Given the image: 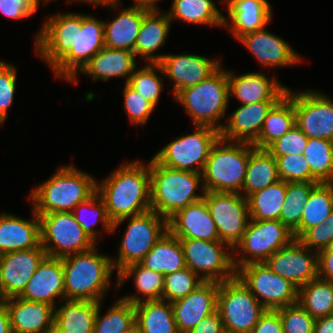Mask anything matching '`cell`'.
Segmentation results:
<instances>
[{"label":"cell","mask_w":333,"mask_h":333,"mask_svg":"<svg viewBox=\"0 0 333 333\" xmlns=\"http://www.w3.org/2000/svg\"><path fill=\"white\" fill-rule=\"evenodd\" d=\"M97 193L113 223L150 211L149 162L146 165L135 160L121 164L101 183L97 181Z\"/></svg>","instance_id":"1"},{"label":"cell","mask_w":333,"mask_h":333,"mask_svg":"<svg viewBox=\"0 0 333 333\" xmlns=\"http://www.w3.org/2000/svg\"><path fill=\"white\" fill-rule=\"evenodd\" d=\"M97 192V181L75 165L59 167L51 178L32 189L29 199L37 215L73 212Z\"/></svg>","instance_id":"2"},{"label":"cell","mask_w":333,"mask_h":333,"mask_svg":"<svg viewBox=\"0 0 333 333\" xmlns=\"http://www.w3.org/2000/svg\"><path fill=\"white\" fill-rule=\"evenodd\" d=\"M149 170L151 210L166 220L204 198L201 173L171 169L159 164L153 157L149 161ZM199 185L200 195L195 193Z\"/></svg>","instance_id":"3"},{"label":"cell","mask_w":333,"mask_h":333,"mask_svg":"<svg viewBox=\"0 0 333 333\" xmlns=\"http://www.w3.org/2000/svg\"><path fill=\"white\" fill-rule=\"evenodd\" d=\"M93 249L62 258L65 299L102 302L114 267L111 256Z\"/></svg>","instance_id":"4"},{"label":"cell","mask_w":333,"mask_h":333,"mask_svg":"<svg viewBox=\"0 0 333 333\" xmlns=\"http://www.w3.org/2000/svg\"><path fill=\"white\" fill-rule=\"evenodd\" d=\"M173 99L181 103L194 126H209L220 132L224 126L220 120L229 107L228 70L220 66L207 79L181 89Z\"/></svg>","instance_id":"5"},{"label":"cell","mask_w":333,"mask_h":333,"mask_svg":"<svg viewBox=\"0 0 333 333\" xmlns=\"http://www.w3.org/2000/svg\"><path fill=\"white\" fill-rule=\"evenodd\" d=\"M249 155L250 143L219 138L201 173L205 192L241 194Z\"/></svg>","instance_id":"6"},{"label":"cell","mask_w":333,"mask_h":333,"mask_svg":"<svg viewBox=\"0 0 333 333\" xmlns=\"http://www.w3.org/2000/svg\"><path fill=\"white\" fill-rule=\"evenodd\" d=\"M127 219L128 225L118 246V258H111L116 274L131 264L140 263L168 231V220L150 210L114 222L111 233Z\"/></svg>","instance_id":"7"},{"label":"cell","mask_w":333,"mask_h":333,"mask_svg":"<svg viewBox=\"0 0 333 333\" xmlns=\"http://www.w3.org/2000/svg\"><path fill=\"white\" fill-rule=\"evenodd\" d=\"M216 310L225 333H251L266 311L237 276L219 283Z\"/></svg>","instance_id":"8"},{"label":"cell","mask_w":333,"mask_h":333,"mask_svg":"<svg viewBox=\"0 0 333 333\" xmlns=\"http://www.w3.org/2000/svg\"><path fill=\"white\" fill-rule=\"evenodd\" d=\"M294 239L293 232L280 220L250 219L241 240L233 248L234 267L237 270L249 263H263ZM238 253L241 256L237 259Z\"/></svg>","instance_id":"9"},{"label":"cell","mask_w":333,"mask_h":333,"mask_svg":"<svg viewBox=\"0 0 333 333\" xmlns=\"http://www.w3.org/2000/svg\"><path fill=\"white\" fill-rule=\"evenodd\" d=\"M219 138L218 130L195 125V132L177 137L159 150L153 158L171 169L202 173L210 150Z\"/></svg>","instance_id":"10"},{"label":"cell","mask_w":333,"mask_h":333,"mask_svg":"<svg viewBox=\"0 0 333 333\" xmlns=\"http://www.w3.org/2000/svg\"><path fill=\"white\" fill-rule=\"evenodd\" d=\"M38 216L41 246L47 256L63 258L89 251L98 245L83 231L73 212H56Z\"/></svg>","instance_id":"11"},{"label":"cell","mask_w":333,"mask_h":333,"mask_svg":"<svg viewBox=\"0 0 333 333\" xmlns=\"http://www.w3.org/2000/svg\"><path fill=\"white\" fill-rule=\"evenodd\" d=\"M179 240L184 252L185 266L203 281L220 283L236 276L233 249L227 243L201 239Z\"/></svg>","instance_id":"12"},{"label":"cell","mask_w":333,"mask_h":333,"mask_svg":"<svg viewBox=\"0 0 333 333\" xmlns=\"http://www.w3.org/2000/svg\"><path fill=\"white\" fill-rule=\"evenodd\" d=\"M236 276L266 310H276L297 302L298 288L273 272L264 262L239 267Z\"/></svg>","instance_id":"13"},{"label":"cell","mask_w":333,"mask_h":333,"mask_svg":"<svg viewBox=\"0 0 333 333\" xmlns=\"http://www.w3.org/2000/svg\"><path fill=\"white\" fill-rule=\"evenodd\" d=\"M105 46L104 21L76 13L75 48L52 69L56 78L77 84V72Z\"/></svg>","instance_id":"14"},{"label":"cell","mask_w":333,"mask_h":333,"mask_svg":"<svg viewBox=\"0 0 333 333\" xmlns=\"http://www.w3.org/2000/svg\"><path fill=\"white\" fill-rule=\"evenodd\" d=\"M203 199L210 210L220 241L233 249L250 221L247 198L238 193L205 192Z\"/></svg>","instance_id":"15"},{"label":"cell","mask_w":333,"mask_h":333,"mask_svg":"<svg viewBox=\"0 0 333 333\" xmlns=\"http://www.w3.org/2000/svg\"><path fill=\"white\" fill-rule=\"evenodd\" d=\"M296 126L308 137L333 141V100L312 90L293 92Z\"/></svg>","instance_id":"16"},{"label":"cell","mask_w":333,"mask_h":333,"mask_svg":"<svg viewBox=\"0 0 333 333\" xmlns=\"http://www.w3.org/2000/svg\"><path fill=\"white\" fill-rule=\"evenodd\" d=\"M43 24L36 34L35 51L53 69L75 48L76 13H59L48 17Z\"/></svg>","instance_id":"17"},{"label":"cell","mask_w":333,"mask_h":333,"mask_svg":"<svg viewBox=\"0 0 333 333\" xmlns=\"http://www.w3.org/2000/svg\"><path fill=\"white\" fill-rule=\"evenodd\" d=\"M264 263L297 288L318 278V252L310 250L299 239L276 251Z\"/></svg>","instance_id":"18"},{"label":"cell","mask_w":333,"mask_h":333,"mask_svg":"<svg viewBox=\"0 0 333 333\" xmlns=\"http://www.w3.org/2000/svg\"><path fill=\"white\" fill-rule=\"evenodd\" d=\"M46 256L47 253L41 245L33 249L1 254V301L19 296Z\"/></svg>","instance_id":"19"},{"label":"cell","mask_w":333,"mask_h":333,"mask_svg":"<svg viewBox=\"0 0 333 333\" xmlns=\"http://www.w3.org/2000/svg\"><path fill=\"white\" fill-rule=\"evenodd\" d=\"M216 58L196 54H165L158 62L164 76L173 81V97L181 90L207 79L221 65Z\"/></svg>","instance_id":"20"},{"label":"cell","mask_w":333,"mask_h":333,"mask_svg":"<svg viewBox=\"0 0 333 333\" xmlns=\"http://www.w3.org/2000/svg\"><path fill=\"white\" fill-rule=\"evenodd\" d=\"M218 290V282L204 281L185 298L171 303L179 333H187L216 311Z\"/></svg>","instance_id":"21"},{"label":"cell","mask_w":333,"mask_h":333,"mask_svg":"<svg viewBox=\"0 0 333 333\" xmlns=\"http://www.w3.org/2000/svg\"><path fill=\"white\" fill-rule=\"evenodd\" d=\"M64 282L62 258L46 256L18 297L56 308V298L65 299Z\"/></svg>","instance_id":"22"},{"label":"cell","mask_w":333,"mask_h":333,"mask_svg":"<svg viewBox=\"0 0 333 333\" xmlns=\"http://www.w3.org/2000/svg\"><path fill=\"white\" fill-rule=\"evenodd\" d=\"M238 41L264 68L287 67L302 61L291 45L265 28L246 33Z\"/></svg>","instance_id":"23"},{"label":"cell","mask_w":333,"mask_h":333,"mask_svg":"<svg viewBox=\"0 0 333 333\" xmlns=\"http://www.w3.org/2000/svg\"><path fill=\"white\" fill-rule=\"evenodd\" d=\"M229 95H234L240 104L257 102H278L286 93L287 88L280 84L277 77H267L262 72H249L236 76L228 70Z\"/></svg>","instance_id":"24"},{"label":"cell","mask_w":333,"mask_h":333,"mask_svg":"<svg viewBox=\"0 0 333 333\" xmlns=\"http://www.w3.org/2000/svg\"><path fill=\"white\" fill-rule=\"evenodd\" d=\"M9 315L13 333H48L55 319V307L10 297L2 300Z\"/></svg>","instance_id":"25"},{"label":"cell","mask_w":333,"mask_h":333,"mask_svg":"<svg viewBox=\"0 0 333 333\" xmlns=\"http://www.w3.org/2000/svg\"><path fill=\"white\" fill-rule=\"evenodd\" d=\"M168 231L178 239L220 241L204 199L177 211L168 219Z\"/></svg>","instance_id":"26"},{"label":"cell","mask_w":333,"mask_h":333,"mask_svg":"<svg viewBox=\"0 0 333 333\" xmlns=\"http://www.w3.org/2000/svg\"><path fill=\"white\" fill-rule=\"evenodd\" d=\"M277 102H257L239 106L220 131L226 141L253 144L259 137L264 120Z\"/></svg>","instance_id":"27"},{"label":"cell","mask_w":333,"mask_h":333,"mask_svg":"<svg viewBox=\"0 0 333 333\" xmlns=\"http://www.w3.org/2000/svg\"><path fill=\"white\" fill-rule=\"evenodd\" d=\"M227 4L224 27H229V31L235 39H239L246 33L254 32L266 28L272 19L271 5L267 0H224Z\"/></svg>","instance_id":"28"},{"label":"cell","mask_w":333,"mask_h":333,"mask_svg":"<svg viewBox=\"0 0 333 333\" xmlns=\"http://www.w3.org/2000/svg\"><path fill=\"white\" fill-rule=\"evenodd\" d=\"M33 219H23L5 212L0 214V255L41 245L40 219L32 209Z\"/></svg>","instance_id":"29"},{"label":"cell","mask_w":333,"mask_h":333,"mask_svg":"<svg viewBox=\"0 0 333 333\" xmlns=\"http://www.w3.org/2000/svg\"><path fill=\"white\" fill-rule=\"evenodd\" d=\"M136 56L133 51L126 49H113L103 47L98 51L80 70L92 81H108L110 78H126L125 84L129 82L130 76L137 68Z\"/></svg>","instance_id":"30"},{"label":"cell","mask_w":333,"mask_h":333,"mask_svg":"<svg viewBox=\"0 0 333 333\" xmlns=\"http://www.w3.org/2000/svg\"><path fill=\"white\" fill-rule=\"evenodd\" d=\"M159 8H150L143 16L140 31L136 38L134 53L147 63H158L165 54H155L170 32L171 20L165 12L160 13Z\"/></svg>","instance_id":"31"},{"label":"cell","mask_w":333,"mask_h":333,"mask_svg":"<svg viewBox=\"0 0 333 333\" xmlns=\"http://www.w3.org/2000/svg\"><path fill=\"white\" fill-rule=\"evenodd\" d=\"M149 9L143 5H131L119 10L118 16L111 21H104L105 47L134 52L143 16Z\"/></svg>","instance_id":"32"},{"label":"cell","mask_w":333,"mask_h":333,"mask_svg":"<svg viewBox=\"0 0 333 333\" xmlns=\"http://www.w3.org/2000/svg\"><path fill=\"white\" fill-rule=\"evenodd\" d=\"M131 277L134 279L137 294L124 295L121 297L122 300L130 302L133 305L142 301L163 300V274L154 272L144 267L141 263L131 264L117 274L116 290ZM138 293H141L142 296Z\"/></svg>","instance_id":"33"},{"label":"cell","mask_w":333,"mask_h":333,"mask_svg":"<svg viewBox=\"0 0 333 333\" xmlns=\"http://www.w3.org/2000/svg\"><path fill=\"white\" fill-rule=\"evenodd\" d=\"M295 125L293 91L287 88V93L269 111L258 139L252 145L255 148L267 149Z\"/></svg>","instance_id":"34"},{"label":"cell","mask_w":333,"mask_h":333,"mask_svg":"<svg viewBox=\"0 0 333 333\" xmlns=\"http://www.w3.org/2000/svg\"><path fill=\"white\" fill-rule=\"evenodd\" d=\"M55 308L54 323L66 333H93L98 302L63 299Z\"/></svg>","instance_id":"35"},{"label":"cell","mask_w":333,"mask_h":333,"mask_svg":"<svg viewBox=\"0 0 333 333\" xmlns=\"http://www.w3.org/2000/svg\"><path fill=\"white\" fill-rule=\"evenodd\" d=\"M279 180L276 159L266 149L255 148L250 144V155L241 194L247 198L250 194Z\"/></svg>","instance_id":"36"},{"label":"cell","mask_w":333,"mask_h":333,"mask_svg":"<svg viewBox=\"0 0 333 333\" xmlns=\"http://www.w3.org/2000/svg\"><path fill=\"white\" fill-rule=\"evenodd\" d=\"M134 307L135 323L140 333H179L170 302L142 301Z\"/></svg>","instance_id":"37"},{"label":"cell","mask_w":333,"mask_h":333,"mask_svg":"<svg viewBox=\"0 0 333 333\" xmlns=\"http://www.w3.org/2000/svg\"><path fill=\"white\" fill-rule=\"evenodd\" d=\"M154 272L168 275L185 268L180 240L167 231L140 262Z\"/></svg>","instance_id":"38"},{"label":"cell","mask_w":333,"mask_h":333,"mask_svg":"<svg viewBox=\"0 0 333 333\" xmlns=\"http://www.w3.org/2000/svg\"><path fill=\"white\" fill-rule=\"evenodd\" d=\"M224 3V0H220ZM169 19L180 20L187 24L211 25L224 28L225 16L212 0H173Z\"/></svg>","instance_id":"39"},{"label":"cell","mask_w":333,"mask_h":333,"mask_svg":"<svg viewBox=\"0 0 333 333\" xmlns=\"http://www.w3.org/2000/svg\"><path fill=\"white\" fill-rule=\"evenodd\" d=\"M332 211L333 183H318L303 207L300 225L293 231L295 239H299L309 228L325 223Z\"/></svg>","instance_id":"40"},{"label":"cell","mask_w":333,"mask_h":333,"mask_svg":"<svg viewBox=\"0 0 333 333\" xmlns=\"http://www.w3.org/2000/svg\"><path fill=\"white\" fill-rule=\"evenodd\" d=\"M287 182L279 180L247 197L251 220H280Z\"/></svg>","instance_id":"41"},{"label":"cell","mask_w":333,"mask_h":333,"mask_svg":"<svg viewBox=\"0 0 333 333\" xmlns=\"http://www.w3.org/2000/svg\"><path fill=\"white\" fill-rule=\"evenodd\" d=\"M297 302L315 320L333 314V282L311 280L298 288Z\"/></svg>","instance_id":"42"},{"label":"cell","mask_w":333,"mask_h":333,"mask_svg":"<svg viewBox=\"0 0 333 333\" xmlns=\"http://www.w3.org/2000/svg\"><path fill=\"white\" fill-rule=\"evenodd\" d=\"M302 155L319 183H333V141L308 138Z\"/></svg>","instance_id":"43"},{"label":"cell","mask_w":333,"mask_h":333,"mask_svg":"<svg viewBox=\"0 0 333 333\" xmlns=\"http://www.w3.org/2000/svg\"><path fill=\"white\" fill-rule=\"evenodd\" d=\"M73 214L76 218V221L81 225L83 231L96 243H98L97 241L100 234L99 231L94 229V226L99 221L102 223V228L104 227L103 230L105 232L111 233L113 222L110 220L106 206L97 192L87 201L78 204L74 208ZM90 218H92V221Z\"/></svg>","instance_id":"44"},{"label":"cell","mask_w":333,"mask_h":333,"mask_svg":"<svg viewBox=\"0 0 333 333\" xmlns=\"http://www.w3.org/2000/svg\"><path fill=\"white\" fill-rule=\"evenodd\" d=\"M101 306V302H98L93 333H122L135 323V307L132 303L119 298L102 316Z\"/></svg>","instance_id":"45"},{"label":"cell","mask_w":333,"mask_h":333,"mask_svg":"<svg viewBox=\"0 0 333 333\" xmlns=\"http://www.w3.org/2000/svg\"><path fill=\"white\" fill-rule=\"evenodd\" d=\"M317 184L313 182L287 183V192L280 213V221L292 232L300 225L303 207L309 199L311 190Z\"/></svg>","instance_id":"46"},{"label":"cell","mask_w":333,"mask_h":333,"mask_svg":"<svg viewBox=\"0 0 333 333\" xmlns=\"http://www.w3.org/2000/svg\"><path fill=\"white\" fill-rule=\"evenodd\" d=\"M158 72L164 76L163 70L158 63H146L144 67L138 70L137 68L135 69L127 83L136 94H140L154 107L158 105L164 84L162 81L163 77H159Z\"/></svg>","instance_id":"47"},{"label":"cell","mask_w":333,"mask_h":333,"mask_svg":"<svg viewBox=\"0 0 333 333\" xmlns=\"http://www.w3.org/2000/svg\"><path fill=\"white\" fill-rule=\"evenodd\" d=\"M204 281L188 267L164 275L163 300L173 303L185 298Z\"/></svg>","instance_id":"48"},{"label":"cell","mask_w":333,"mask_h":333,"mask_svg":"<svg viewBox=\"0 0 333 333\" xmlns=\"http://www.w3.org/2000/svg\"><path fill=\"white\" fill-rule=\"evenodd\" d=\"M280 180L290 182L319 183L311 174L308 162L301 154L274 157Z\"/></svg>","instance_id":"49"},{"label":"cell","mask_w":333,"mask_h":333,"mask_svg":"<svg viewBox=\"0 0 333 333\" xmlns=\"http://www.w3.org/2000/svg\"><path fill=\"white\" fill-rule=\"evenodd\" d=\"M284 333H313L315 319L298 303L276 309Z\"/></svg>","instance_id":"50"},{"label":"cell","mask_w":333,"mask_h":333,"mask_svg":"<svg viewBox=\"0 0 333 333\" xmlns=\"http://www.w3.org/2000/svg\"><path fill=\"white\" fill-rule=\"evenodd\" d=\"M308 137L295 125L284 136L274 141L266 150L273 157L303 154Z\"/></svg>","instance_id":"51"},{"label":"cell","mask_w":333,"mask_h":333,"mask_svg":"<svg viewBox=\"0 0 333 333\" xmlns=\"http://www.w3.org/2000/svg\"><path fill=\"white\" fill-rule=\"evenodd\" d=\"M123 88L124 109L130 122L136 126H143L147 123L155 107L140 94H136L127 83L124 84Z\"/></svg>","instance_id":"52"},{"label":"cell","mask_w":333,"mask_h":333,"mask_svg":"<svg viewBox=\"0 0 333 333\" xmlns=\"http://www.w3.org/2000/svg\"><path fill=\"white\" fill-rule=\"evenodd\" d=\"M17 70L11 63L0 71V126L8 116L16 90Z\"/></svg>","instance_id":"53"},{"label":"cell","mask_w":333,"mask_h":333,"mask_svg":"<svg viewBox=\"0 0 333 333\" xmlns=\"http://www.w3.org/2000/svg\"><path fill=\"white\" fill-rule=\"evenodd\" d=\"M36 0H0V12L11 19H23L36 13Z\"/></svg>","instance_id":"54"},{"label":"cell","mask_w":333,"mask_h":333,"mask_svg":"<svg viewBox=\"0 0 333 333\" xmlns=\"http://www.w3.org/2000/svg\"><path fill=\"white\" fill-rule=\"evenodd\" d=\"M299 240L310 250L319 252L331 242V229L328 224L320 223L309 228Z\"/></svg>","instance_id":"55"},{"label":"cell","mask_w":333,"mask_h":333,"mask_svg":"<svg viewBox=\"0 0 333 333\" xmlns=\"http://www.w3.org/2000/svg\"><path fill=\"white\" fill-rule=\"evenodd\" d=\"M251 333H284L279 313L276 310H266Z\"/></svg>","instance_id":"56"},{"label":"cell","mask_w":333,"mask_h":333,"mask_svg":"<svg viewBox=\"0 0 333 333\" xmlns=\"http://www.w3.org/2000/svg\"><path fill=\"white\" fill-rule=\"evenodd\" d=\"M187 333H225L223 322L217 310L202 318L199 323Z\"/></svg>","instance_id":"57"},{"label":"cell","mask_w":333,"mask_h":333,"mask_svg":"<svg viewBox=\"0 0 333 333\" xmlns=\"http://www.w3.org/2000/svg\"><path fill=\"white\" fill-rule=\"evenodd\" d=\"M318 278L333 282V254H318Z\"/></svg>","instance_id":"58"},{"label":"cell","mask_w":333,"mask_h":333,"mask_svg":"<svg viewBox=\"0 0 333 333\" xmlns=\"http://www.w3.org/2000/svg\"><path fill=\"white\" fill-rule=\"evenodd\" d=\"M313 333H333V314L316 319Z\"/></svg>","instance_id":"59"},{"label":"cell","mask_w":333,"mask_h":333,"mask_svg":"<svg viewBox=\"0 0 333 333\" xmlns=\"http://www.w3.org/2000/svg\"><path fill=\"white\" fill-rule=\"evenodd\" d=\"M0 333H13L5 305L0 301Z\"/></svg>","instance_id":"60"},{"label":"cell","mask_w":333,"mask_h":333,"mask_svg":"<svg viewBox=\"0 0 333 333\" xmlns=\"http://www.w3.org/2000/svg\"><path fill=\"white\" fill-rule=\"evenodd\" d=\"M70 1H74V2H85V3H90L91 5H98V6H107V7H111L112 9L114 8H118L120 7V1L121 0H68Z\"/></svg>","instance_id":"61"},{"label":"cell","mask_w":333,"mask_h":333,"mask_svg":"<svg viewBox=\"0 0 333 333\" xmlns=\"http://www.w3.org/2000/svg\"><path fill=\"white\" fill-rule=\"evenodd\" d=\"M134 2V5H143L149 8H158L157 2H159V0H134Z\"/></svg>","instance_id":"62"},{"label":"cell","mask_w":333,"mask_h":333,"mask_svg":"<svg viewBox=\"0 0 333 333\" xmlns=\"http://www.w3.org/2000/svg\"><path fill=\"white\" fill-rule=\"evenodd\" d=\"M324 224H328L329 228L331 229V241L333 240V211L327 217Z\"/></svg>","instance_id":"63"},{"label":"cell","mask_w":333,"mask_h":333,"mask_svg":"<svg viewBox=\"0 0 333 333\" xmlns=\"http://www.w3.org/2000/svg\"><path fill=\"white\" fill-rule=\"evenodd\" d=\"M318 254H333V240L324 248L318 252Z\"/></svg>","instance_id":"64"},{"label":"cell","mask_w":333,"mask_h":333,"mask_svg":"<svg viewBox=\"0 0 333 333\" xmlns=\"http://www.w3.org/2000/svg\"><path fill=\"white\" fill-rule=\"evenodd\" d=\"M122 333H140L139 328L136 323H134L130 328L123 331Z\"/></svg>","instance_id":"65"},{"label":"cell","mask_w":333,"mask_h":333,"mask_svg":"<svg viewBox=\"0 0 333 333\" xmlns=\"http://www.w3.org/2000/svg\"><path fill=\"white\" fill-rule=\"evenodd\" d=\"M48 333H66V331L61 330L55 323L52 329Z\"/></svg>","instance_id":"66"},{"label":"cell","mask_w":333,"mask_h":333,"mask_svg":"<svg viewBox=\"0 0 333 333\" xmlns=\"http://www.w3.org/2000/svg\"><path fill=\"white\" fill-rule=\"evenodd\" d=\"M8 64V62L0 61V71L3 70Z\"/></svg>","instance_id":"67"},{"label":"cell","mask_w":333,"mask_h":333,"mask_svg":"<svg viewBox=\"0 0 333 333\" xmlns=\"http://www.w3.org/2000/svg\"><path fill=\"white\" fill-rule=\"evenodd\" d=\"M40 1L43 2L44 4L45 3H49L50 1L53 2L55 0H36L37 4L39 5L40 4ZM57 1V0H56Z\"/></svg>","instance_id":"68"}]
</instances>
